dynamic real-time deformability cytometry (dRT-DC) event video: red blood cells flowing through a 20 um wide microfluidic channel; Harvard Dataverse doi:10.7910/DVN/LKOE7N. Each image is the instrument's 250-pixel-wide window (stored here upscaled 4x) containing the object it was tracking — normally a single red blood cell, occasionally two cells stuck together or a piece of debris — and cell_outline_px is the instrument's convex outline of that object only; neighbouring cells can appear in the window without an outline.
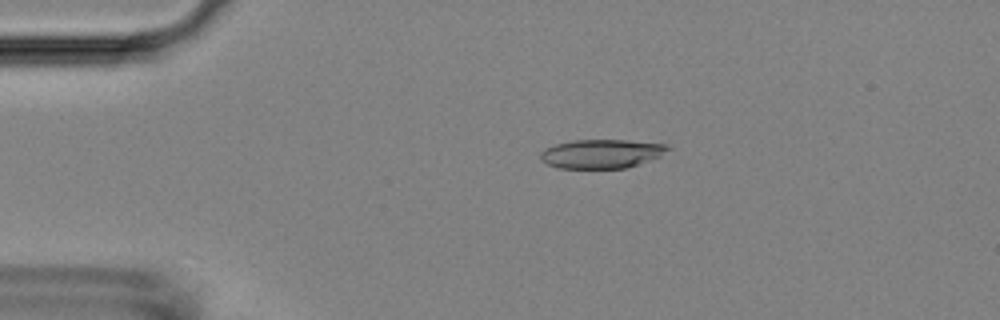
{"species": "Egyptian fruit bat (a non-hibernating species)", "species_latin": "Rousettus aegyptiacus", "temperature_condition": "room temperature", "stored_images_in_passage": 53, "camera_frame_rate_fps": 3000, "um_per_image_px": 0.085, "animal": {"sex": "female"}, "frame": {"image": 1, "passage_image": 11, "time_ms": 3.333, "image_size_px": [1000, 320], "cell_outline_px": [[672, 148], [660, 156], [640, 164], [628, 168], [560, 168], [548, 164], [540, 160], [540, 152], [544, 148], [556, 144], [572, 140], [628, 140], [668, 144]], "centroid_in_image_um": [51.15, 13.06], "position_along_channel_um": 33.9, "area_um2": 21.68}}
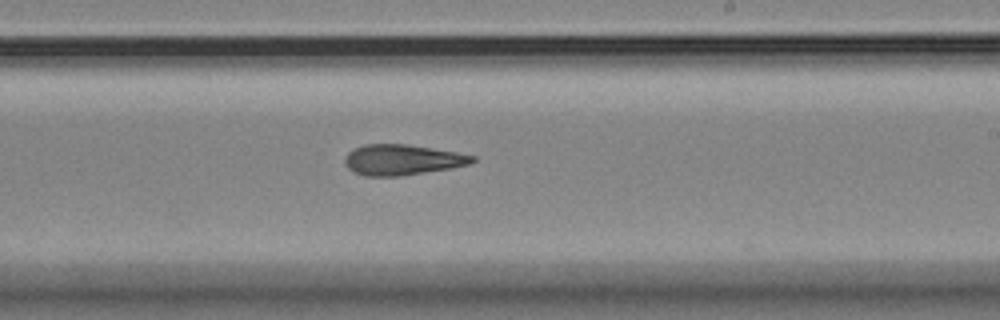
{"frame": {"image": 2, "passage_image": 32, "time_ms": 10.333, "image_size_px": [1000, 320], "cell_outline_px": [[476, 160], [472, 164], [452, 168], [400, 176], [364, 176], [352, 172], [344, 164], [344, 160], [348, 152], [352, 148], [364, 144], [408, 144], [456, 152], [476, 156]], "centroid_in_image_um": [34.18, 13.58], "position_along_channel_um": 254.8, "area_um2": 23.0}}
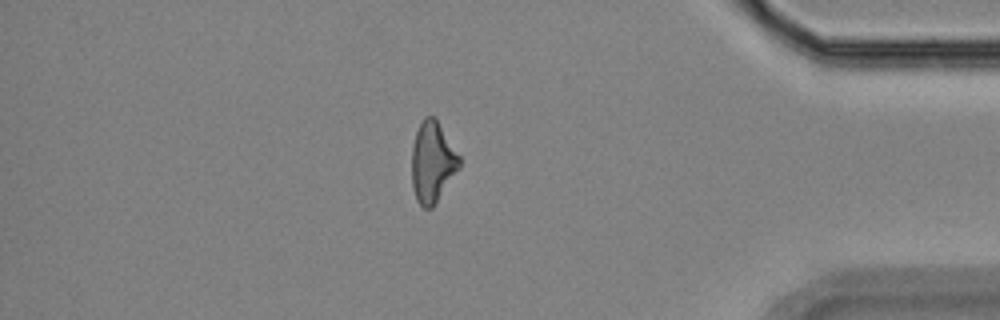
{"frame": {"image": 3, "passage_image": 46, "time_ms": 15.0, "image_size_px": [1000, 320], "cell_outline_px": [[460, 168], [432, 208], [424, 208], [416, 200], [412, 188], [412, 148], [416, 132], [424, 116], [432, 116], [436, 120], [460, 156]], "centroid_in_image_um": [36.75, 13.81], "position_along_channel_um": 398.5, "area_um2": 22.2}, "authors_computed_cell_mechanics": {"area_um2": 22.831, "velocity_mm_per_s": 3.7498, "shape_relaxation_time_tau1_ms": null, "shape_relaxation_time_tau2_ms": 5.9836, "deformation_change_tau1": null, "deformation_change_tau2": 0.1829}}